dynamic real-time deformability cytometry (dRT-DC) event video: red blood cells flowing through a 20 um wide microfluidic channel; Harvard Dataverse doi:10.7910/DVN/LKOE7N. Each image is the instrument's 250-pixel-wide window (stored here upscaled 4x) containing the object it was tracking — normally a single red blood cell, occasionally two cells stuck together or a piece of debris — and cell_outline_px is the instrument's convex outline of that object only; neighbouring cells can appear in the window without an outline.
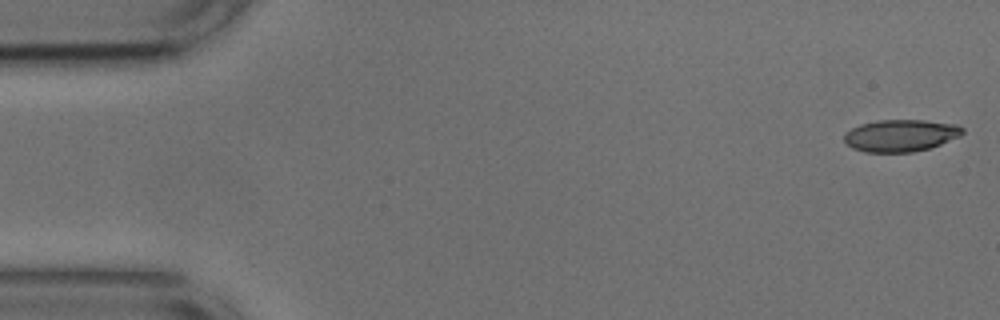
{"species": "common noctule bat (a hibernating species)", "species_latin": "Nyctalus noctula", "temperature_condition": "cold", "stored_images_in_passage": 52, "camera_frame_rate_fps": 3000, "um_per_image_px": 0.085, "animal": {"sex": "male", "body_mass_g": 17.9, "forearm_length_mm": 54.2}, "frame": {"image": 1, "passage_image": 1, "time_ms": 0.0, "image_size_px": [1000, 320], "cell_outline_px": [[964, 132], [960, 136], [940, 144], [928, 148], [912, 152], [864, 152], [852, 148], [844, 140], [844, 132], [860, 124], [880, 120], [924, 120], [956, 124], [964, 128]], "centroid_in_image_um": [76.55, 11.51], "position_along_channel_um": 8.5, "area_um2": 22.08}}
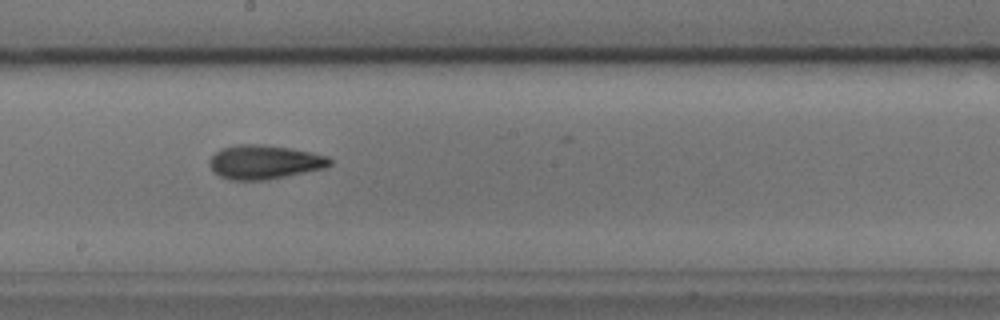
{"frame": {"image": 2, "passage_image": 28, "time_ms": 9.0, "image_size_px": [1000, 320], "cell_outline_px": [[332, 164], [324, 168], [264, 180], [228, 180], [212, 172], [208, 164], [208, 160], [220, 148], [236, 144], [264, 144], [292, 148], [312, 152], [328, 156], [332, 160]], "centroid_in_image_um": [22.43, 13.76], "position_along_channel_um": 225.8, "area_um2": 24.1}}
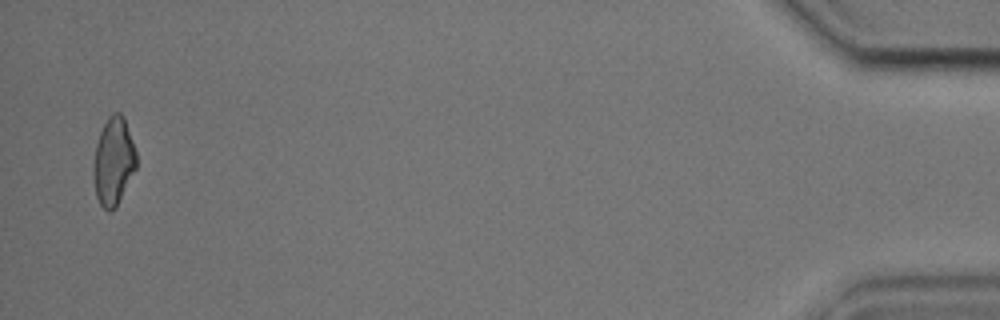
{"frame": {"image": 3, "passage_image": 51, "time_ms": 16.667, "image_size_px": [1000, 320], "cell_outline_px": [[136, 168], [116, 208], [108, 212], [100, 204], [96, 196], [92, 172], [92, 164], [96, 144], [100, 132], [108, 116], [112, 112], [120, 112], [124, 116], [136, 152]], "centroid_in_image_um": [9.63, 13.71], "position_along_channel_um": 425.6, "area_um2": 22.14}, "authors_computed_cell_mechanics": {"area_um2": 22.6287, "velocity_mm_per_s": 3.7593, "shape_relaxation_time_tau1_ms": 3.7248, "shape_relaxation_time_tau2_ms": 3.9342, "deformation_change_tau1": 0.1358, "deformation_change_tau2": 0.1139}}